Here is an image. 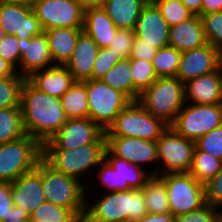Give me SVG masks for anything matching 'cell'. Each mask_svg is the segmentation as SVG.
Returning a JSON list of instances; mask_svg holds the SVG:
<instances>
[{
    "label": "cell",
    "instance_id": "cell-34",
    "mask_svg": "<svg viewBox=\"0 0 222 222\" xmlns=\"http://www.w3.org/2000/svg\"><path fill=\"white\" fill-rule=\"evenodd\" d=\"M33 222H79L80 217L72 210L45 201L30 214Z\"/></svg>",
    "mask_w": 222,
    "mask_h": 222
},
{
    "label": "cell",
    "instance_id": "cell-39",
    "mask_svg": "<svg viewBox=\"0 0 222 222\" xmlns=\"http://www.w3.org/2000/svg\"><path fill=\"white\" fill-rule=\"evenodd\" d=\"M200 19L207 43L215 47L222 54V11L201 14Z\"/></svg>",
    "mask_w": 222,
    "mask_h": 222
},
{
    "label": "cell",
    "instance_id": "cell-5",
    "mask_svg": "<svg viewBox=\"0 0 222 222\" xmlns=\"http://www.w3.org/2000/svg\"><path fill=\"white\" fill-rule=\"evenodd\" d=\"M91 185L66 176L51 167L42 158V188L45 200L55 205L72 209L79 217L85 213L86 193ZM91 188V189H90Z\"/></svg>",
    "mask_w": 222,
    "mask_h": 222
},
{
    "label": "cell",
    "instance_id": "cell-8",
    "mask_svg": "<svg viewBox=\"0 0 222 222\" xmlns=\"http://www.w3.org/2000/svg\"><path fill=\"white\" fill-rule=\"evenodd\" d=\"M81 82L86 86L89 118L107 131L120 111L132 100L122 91L110 87L101 79H88Z\"/></svg>",
    "mask_w": 222,
    "mask_h": 222
},
{
    "label": "cell",
    "instance_id": "cell-19",
    "mask_svg": "<svg viewBox=\"0 0 222 222\" xmlns=\"http://www.w3.org/2000/svg\"><path fill=\"white\" fill-rule=\"evenodd\" d=\"M19 74L29 77L33 72L53 66L48 39L45 32L40 35L19 39Z\"/></svg>",
    "mask_w": 222,
    "mask_h": 222
},
{
    "label": "cell",
    "instance_id": "cell-56",
    "mask_svg": "<svg viewBox=\"0 0 222 222\" xmlns=\"http://www.w3.org/2000/svg\"><path fill=\"white\" fill-rule=\"evenodd\" d=\"M219 222H222V208L219 209Z\"/></svg>",
    "mask_w": 222,
    "mask_h": 222
},
{
    "label": "cell",
    "instance_id": "cell-24",
    "mask_svg": "<svg viewBox=\"0 0 222 222\" xmlns=\"http://www.w3.org/2000/svg\"><path fill=\"white\" fill-rule=\"evenodd\" d=\"M54 65H66L74 52L77 39L83 28H52L44 31Z\"/></svg>",
    "mask_w": 222,
    "mask_h": 222
},
{
    "label": "cell",
    "instance_id": "cell-55",
    "mask_svg": "<svg viewBox=\"0 0 222 222\" xmlns=\"http://www.w3.org/2000/svg\"><path fill=\"white\" fill-rule=\"evenodd\" d=\"M6 33L4 32V29L0 26V41L4 38Z\"/></svg>",
    "mask_w": 222,
    "mask_h": 222
},
{
    "label": "cell",
    "instance_id": "cell-41",
    "mask_svg": "<svg viewBox=\"0 0 222 222\" xmlns=\"http://www.w3.org/2000/svg\"><path fill=\"white\" fill-rule=\"evenodd\" d=\"M96 169V177L99 179V182L97 183L102 185V188H100L102 189L101 193L120 191V177L118 171H115L106 160H104Z\"/></svg>",
    "mask_w": 222,
    "mask_h": 222
},
{
    "label": "cell",
    "instance_id": "cell-25",
    "mask_svg": "<svg viewBox=\"0 0 222 222\" xmlns=\"http://www.w3.org/2000/svg\"><path fill=\"white\" fill-rule=\"evenodd\" d=\"M118 28L102 7L84 9L83 31L90 36L99 48H107Z\"/></svg>",
    "mask_w": 222,
    "mask_h": 222
},
{
    "label": "cell",
    "instance_id": "cell-26",
    "mask_svg": "<svg viewBox=\"0 0 222 222\" xmlns=\"http://www.w3.org/2000/svg\"><path fill=\"white\" fill-rule=\"evenodd\" d=\"M149 0H103L102 9L118 29L134 30L143 6Z\"/></svg>",
    "mask_w": 222,
    "mask_h": 222
},
{
    "label": "cell",
    "instance_id": "cell-16",
    "mask_svg": "<svg viewBox=\"0 0 222 222\" xmlns=\"http://www.w3.org/2000/svg\"><path fill=\"white\" fill-rule=\"evenodd\" d=\"M222 66V54L207 43L181 54L176 77L183 83L217 71Z\"/></svg>",
    "mask_w": 222,
    "mask_h": 222
},
{
    "label": "cell",
    "instance_id": "cell-28",
    "mask_svg": "<svg viewBox=\"0 0 222 222\" xmlns=\"http://www.w3.org/2000/svg\"><path fill=\"white\" fill-rule=\"evenodd\" d=\"M61 106L67 119H82L89 117L86 86L76 81L61 97Z\"/></svg>",
    "mask_w": 222,
    "mask_h": 222
},
{
    "label": "cell",
    "instance_id": "cell-11",
    "mask_svg": "<svg viewBox=\"0 0 222 222\" xmlns=\"http://www.w3.org/2000/svg\"><path fill=\"white\" fill-rule=\"evenodd\" d=\"M156 143L158 175L189 172L196 148L194 141L180 136L169 126Z\"/></svg>",
    "mask_w": 222,
    "mask_h": 222
},
{
    "label": "cell",
    "instance_id": "cell-54",
    "mask_svg": "<svg viewBox=\"0 0 222 222\" xmlns=\"http://www.w3.org/2000/svg\"><path fill=\"white\" fill-rule=\"evenodd\" d=\"M0 1L14 2V3H24V4H30L31 5L33 0H0Z\"/></svg>",
    "mask_w": 222,
    "mask_h": 222
},
{
    "label": "cell",
    "instance_id": "cell-52",
    "mask_svg": "<svg viewBox=\"0 0 222 222\" xmlns=\"http://www.w3.org/2000/svg\"><path fill=\"white\" fill-rule=\"evenodd\" d=\"M80 5L83 9L101 7L103 0H73Z\"/></svg>",
    "mask_w": 222,
    "mask_h": 222
},
{
    "label": "cell",
    "instance_id": "cell-13",
    "mask_svg": "<svg viewBox=\"0 0 222 222\" xmlns=\"http://www.w3.org/2000/svg\"><path fill=\"white\" fill-rule=\"evenodd\" d=\"M105 131L89 117L67 119L62 127L46 142L42 150H71L80 146L95 143Z\"/></svg>",
    "mask_w": 222,
    "mask_h": 222
},
{
    "label": "cell",
    "instance_id": "cell-50",
    "mask_svg": "<svg viewBox=\"0 0 222 222\" xmlns=\"http://www.w3.org/2000/svg\"><path fill=\"white\" fill-rule=\"evenodd\" d=\"M186 8L194 15L202 14V0H181Z\"/></svg>",
    "mask_w": 222,
    "mask_h": 222
},
{
    "label": "cell",
    "instance_id": "cell-47",
    "mask_svg": "<svg viewBox=\"0 0 222 222\" xmlns=\"http://www.w3.org/2000/svg\"><path fill=\"white\" fill-rule=\"evenodd\" d=\"M156 51L157 49L154 48L153 45H148L147 43H144L143 40L135 37L130 58L143 59L152 62Z\"/></svg>",
    "mask_w": 222,
    "mask_h": 222
},
{
    "label": "cell",
    "instance_id": "cell-57",
    "mask_svg": "<svg viewBox=\"0 0 222 222\" xmlns=\"http://www.w3.org/2000/svg\"><path fill=\"white\" fill-rule=\"evenodd\" d=\"M23 222H33L31 219L25 220Z\"/></svg>",
    "mask_w": 222,
    "mask_h": 222
},
{
    "label": "cell",
    "instance_id": "cell-31",
    "mask_svg": "<svg viewBox=\"0 0 222 222\" xmlns=\"http://www.w3.org/2000/svg\"><path fill=\"white\" fill-rule=\"evenodd\" d=\"M24 135L26 132L20 106L0 109V144L17 140Z\"/></svg>",
    "mask_w": 222,
    "mask_h": 222
},
{
    "label": "cell",
    "instance_id": "cell-37",
    "mask_svg": "<svg viewBox=\"0 0 222 222\" xmlns=\"http://www.w3.org/2000/svg\"><path fill=\"white\" fill-rule=\"evenodd\" d=\"M26 79L18 73L0 78V109L20 106L21 91Z\"/></svg>",
    "mask_w": 222,
    "mask_h": 222
},
{
    "label": "cell",
    "instance_id": "cell-51",
    "mask_svg": "<svg viewBox=\"0 0 222 222\" xmlns=\"http://www.w3.org/2000/svg\"><path fill=\"white\" fill-rule=\"evenodd\" d=\"M17 70L6 60L0 57V78L14 76Z\"/></svg>",
    "mask_w": 222,
    "mask_h": 222
},
{
    "label": "cell",
    "instance_id": "cell-48",
    "mask_svg": "<svg viewBox=\"0 0 222 222\" xmlns=\"http://www.w3.org/2000/svg\"><path fill=\"white\" fill-rule=\"evenodd\" d=\"M137 222H176L175 217L171 212H166L162 214H151L148 213L139 219Z\"/></svg>",
    "mask_w": 222,
    "mask_h": 222
},
{
    "label": "cell",
    "instance_id": "cell-30",
    "mask_svg": "<svg viewBox=\"0 0 222 222\" xmlns=\"http://www.w3.org/2000/svg\"><path fill=\"white\" fill-rule=\"evenodd\" d=\"M101 80L110 87L122 91L133 101L131 58H123L119 60L105 73Z\"/></svg>",
    "mask_w": 222,
    "mask_h": 222
},
{
    "label": "cell",
    "instance_id": "cell-33",
    "mask_svg": "<svg viewBox=\"0 0 222 222\" xmlns=\"http://www.w3.org/2000/svg\"><path fill=\"white\" fill-rule=\"evenodd\" d=\"M182 52L172 46H166L156 51L152 65L158 78L176 77Z\"/></svg>",
    "mask_w": 222,
    "mask_h": 222
},
{
    "label": "cell",
    "instance_id": "cell-27",
    "mask_svg": "<svg viewBox=\"0 0 222 222\" xmlns=\"http://www.w3.org/2000/svg\"><path fill=\"white\" fill-rule=\"evenodd\" d=\"M105 160L114 168L115 171L119 172L120 191L141 189L146 181L152 176L148 168H142L141 166L118 158L108 149H106L105 152Z\"/></svg>",
    "mask_w": 222,
    "mask_h": 222
},
{
    "label": "cell",
    "instance_id": "cell-10",
    "mask_svg": "<svg viewBox=\"0 0 222 222\" xmlns=\"http://www.w3.org/2000/svg\"><path fill=\"white\" fill-rule=\"evenodd\" d=\"M222 125V104L185 103L170 125L180 136L197 141Z\"/></svg>",
    "mask_w": 222,
    "mask_h": 222
},
{
    "label": "cell",
    "instance_id": "cell-29",
    "mask_svg": "<svg viewBox=\"0 0 222 222\" xmlns=\"http://www.w3.org/2000/svg\"><path fill=\"white\" fill-rule=\"evenodd\" d=\"M148 213L162 214L170 212L167 189L159 175H152L142 187Z\"/></svg>",
    "mask_w": 222,
    "mask_h": 222
},
{
    "label": "cell",
    "instance_id": "cell-35",
    "mask_svg": "<svg viewBox=\"0 0 222 222\" xmlns=\"http://www.w3.org/2000/svg\"><path fill=\"white\" fill-rule=\"evenodd\" d=\"M131 74L133 78V101H137L139 94L151 83H154L158 76L152 62L137 58H131Z\"/></svg>",
    "mask_w": 222,
    "mask_h": 222
},
{
    "label": "cell",
    "instance_id": "cell-32",
    "mask_svg": "<svg viewBox=\"0 0 222 222\" xmlns=\"http://www.w3.org/2000/svg\"><path fill=\"white\" fill-rule=\"evenodd\" d=\"M222 169V160L195 148L190 173L199 183L206 184Z\"/></svg>",
    "mask_w": 222,
    "mask_h": 222
},
{
    "label": "cell",
    "instance_id": "cell-2",
    "mask_svg": "<svg viewBox=\"0 0 222 222\" xmlns=\"http://www.w3.org/2000/svg\"><path fill=\"white\" fill-rule=\"evenodd\" d=\"M86 195L85 214L92 220L104 222H137L148 214L141 189L100 193L89 200ZM95 199V200H94ZM91 201V204L90 202Z\"/></svg>",
    "mask_w": 222,
    "mask_h": 222
},
{
    "label": "cell",
    "instance_id": "cell-43",
    "mask_svg": "<svg viewBox=\"0 0 222 222\" xmlns=\"http://www.w3.org/2000/svg\"><path fill=\"white\" fill-rule=\"evenodd\" d=\"M134 40V30L118 29L108 47L112 48L114 53L120 54L122 58H130Z\"/></svg>",
    "mask_w": 222,
    "mask_h": 222
},
{
    "label": "cell",
    "instance_id": "cell-53",
    "mask_svg": "<svg viewBox=\"0 0 222 222\" xmlns=\"http://www.w3.org/2000/svg\"><path fill=\"white\" fill-rule=\"evenodd\" d=\"M79 222H104V221H96L90 219L85 213L80 217ZM110 222H115V221H110Z\"/></svg>",
    "mask_w": 222,
    "mask_h": 222
},
{
    "label": "cell",
    "instance_id": "cell-20",
    "mask_svg": "<svg viewBox=\"0 0 222 222\" xmlns=\"http://www.w3.org/2000/svg\"><path fill=\"white\" fill-rule=\"evenodd\" d=\"M184 90L186 103L222 104V66L184 83Z\"/></svg>",
    "mask_w": 222,
    "mask_h": 222
},
{
    "label": "cell",
    "instance_id": "cell-7",
    "mask_svg": "<svg viewBox=\"0 0 222 222\" xmlns=\"http://www.w3.org/2000/svg\"><path fill=\"white\" fill-rule=\"evenodd\" d=\"M168 127L162 119L154 117L137 101H131L116 116L105 135L157 141Z\"/></svg>",
    "mask_w": 222,
    "mask_h": 222
},
{
    "label": "cell",
    "instance_id": "cell-14",
    "mask_svg": "<svg viewBox=\"0 0 222 222\" xmlns=\"http://www.w3.org/2000/svg\"><path fill=\"white\" fill-rule=\"evenodd\" d=\"M106 140L107 149L114 156L141 166L142 168L144 166L151 167L150 163H152L155 169L153 168L150 173L152 175H158L156 141L121 136H106Z\"/></svg>",
    "mask_w": 222,
    "mask_h": 222
},
{
    "label": "cell",
    "instance_id": "cell-40",
    "mask_svg": "<svg viewBox=\"0 0 222 222\" xmlns=\"http://www.w3.org/2000/svg\"><path fill=\"white\" fill-rule=\"evenodd\" d=\"M195 146L198 150L222 160V125L200 137L195 141Z\"/></svg>",
    "mask_w": 222,
    "mask_h": 222
},
{
    "label": "cell",
    "instance_id": "cell-18",
    "mask_svg": "<svg viewBox=\"0 0 222 222\" xmlns=\"http://www.w3.org/2000/svg\"><path fill=\"white\" fill-rule=\"evenodd\" d=\"M11 184L13 205L22 207L29 214L35 211L46 201L42 188V158L34 170L21 175Z\"/></svg>",
    "mask_w": 222,
    "mask_h": 222
},
{
    "label": "cell",
    "instance_id": "cell-6",
    "mask_svg": "<svg viewBox=\"0 0 222 222\" xmlns=\"http://www.w3.org/2000/svg\"><path fill=\"white\" fill-rule=\"evenodd\" d=\"M41 158L42 144L28 134L0 144V182L12 183L34 170Z\"/></svg>",
    "mask_w": 222,
    "mask_h": 222
},
{
    "label": "cell",
    "instance_id": "cell-44",
    "mask_svg": "<svg viewBox=\"0 0 222 222\" xmlns=\"http://www.w3.org/2000/svg\"><path fill=\"white\" fill-rule=\"evenodd\" d=\"M19 39L16 35L6 34L0 41V57L9 62L19 74L20 49L18 47Z\"/></svg>",
    "mask_w": 222,
    "mask_h": 222
},
{
    "label": "cell",
    "instance_id": "cell-15",
    "mask_svg": "<svg viewBox=\"0 0 222 222\" xmlns=\"http://www.w3.org/2000/svg\"><path fill=\"white\" fill-rule=\"evenodd\" d=\"M0 26L18 39L31 38L43 31L30 4L0 1Z\"/></svg>",
    "mask_w": 222,
    "mask_h": 222
},
{
    "label": "cell",
    "instance_id": "cell-23",
    "mask_svg": "<svg viewBox=\"0 0 222 222\" xmlns=\"http://www.w3.org/2000/svg\"><path fill=\"white\" fill-rule=\"evenodd\" d=\"M169 46L180 52H186L207 44L204 28L200 16L191 18L173 25L169 29Z\"/></svg>",
    "mask_w": 222,
    "mask_h": 222
},
{
    "label": "cell",
    "instance_id": "cell-1",
    "mask_svg": "<svg viewBox=\"0 0 222 222\" xmlns=\"http://www.w3.org/2000/svg\"><path fill=\"white\" fill-rule=\"evenodd\" d=\"M20 109L26 134L41 144L49 140L67 121L60 98L38 90L27 79L21 91Z\"/></svg>",
    "mask_w": 222,
    "mask_h": 222
},
{
    "label": "cell",
    "instance_id": "cell-42",
    "mask_svg": "<svg viewBox=\"0 0 222 222\" xmlns=\"http://www.w3.org/2000/svg\"><path fill=\"white\" fill-rule=\"evenodd\" d=\"M121 59L123 58L120 54L114 53L112 48H99L94 62L92 79H101Z\"/></svg>",
    "mask_w": 222,
    "mask_h": 222
},
{
    "label": "cell",
    "instance_id": "cell-17",
    "mask_svg": "<svg viewBox=\"0 0 222 222\" xmlns=\"http://www.w3.org/2000/svg\"><path fill=\"white\" fill-rule=\"evenodd\" d=\"M170 26L162 17L156 4L149 0L142 8L138 17L134 33L135 37L157 50L169 45Z\"/></svg>",
    "mask_w": 222,
    "mask_h": 222
},
{
    "label": "cell",
    "instance_id": "cell-22",
    "mask_svg": "<svg viewBox=\"0 0 222 222\" xmlns=\"http://www.w3.org/2000/svg\"><path fill=\"white\" fill-rule=\"evenodd\" d=\"M99 47L84 31L79 35L74 52L65 65L76 81L92 79Z\"/></svg>",
    "mask_w": 222,
    "mask_h": 222
},
{
    "label": "cell",
    "instance_id": "cell-49",
    "mask_svg": "<svg viewBox=\"0 0 222 222\" xmlns=\"http://www.w3.org/2000/svg\"><path fill=\"white\" fill-rule=\"evenodd\" d=\"M222 11V0H202V14Z\"/></svg>",
    "mask_w": 222,
    "mask_h": 222
},
{
    "label": "cell",
    "instance_id": "cell-38",
    "mask_svg": "<svg viewBox=\"0 0 222 222\" xmlns=\"http://www.w3.org/2000/svg\"><path fill=\"white\" fill-rule=\"evenodd\" d=\"M161 11L162 17L171 27L191 18V13L181 0H152Z\"/></svg>",
    "mask_w": 222,
    "mask_h": 222
},
{
    "label": "cell",
    "instance_id": "cell-3",
    "mask_svg": "<svg viewBox=\"0 0 222 222\" xmlns=\"http://www.w3.org/2000/svg\"><path fill=\"white\" fill-rule=\"evenodd\" d=\"M106 149L107 140L104 134L95 143L83 145L76 149L42 150V158L60 173L84 183L83 178L89 173L93 177L92 169L97 168L105 160Z\"/></svg>",
    "mask_w": 222,
    "mask_h": 222
},
{
    "label": "cell",
    "instance_id": "cell-4",
    "mask_svg": "<svg viewBox=\"0 0 222 222\" xmlns=\"http://www.w3.org/2000/svg\"><path fill=\"white\" fill-rule=\"evenodd\" d=\"M137 102L170 126L186 103L184 83L177 77L158 78L139 94Z\"/></svg>",
    "mask_w": 222,
    "mask_h": 222
},
{
    "label": "cell",
    "instance_id": "cell-46",
    "mask_svg": "<svg viewBox=\"0 0 222 222\" xmlns=\"http://www.w3.org/2000/svg\"><path fill=\"white\" fill-rule=\"evenodd\" d=\"M205 202L212 207L222 208V169L204 184Z\"/></svg>",
    "mask_w": 222,
    "mask_h": 222
},
{
    "label": "cell",
    "instance_id": "cell-21",
    "mask_svg": "<svg viewBox=\"0 0 222 222\" xmlns=\"http://www.w3.org/2000/svg\"><path fill=\"white\" fill-rule=\"evenodd\" d=\"M27 80L38 90L57 98L76 82L65 65H53L35 71Z\"/></svg>",
    "mask_w": 222,
    "mask_h": 222
},
{
    "label": "cell",
    "instance_id": "cell-9",
    "mask_svg": "<svg viewBox=\"0 0 222 222\" xmlns=\"http://www.w3.org/2000/svg\"><path fill=\"white\" fill-rule=\"evenodd\" d=\"M167 189L170 212L174 217L200 209L206 204L204 185L190 173L159 175Z\"/></svg>",
    "mask_w": 222,
    "mask_h": 222
},
{
    "label": "cell",
    "instance_id": "cell-36",
    "mask_svg": "<svg viewBox=\"0 0 222 222\" xmlns=\"http://www.w3.org/2000/svg\"><path fill=\"white\" fill-rule=\"evenodd\" d=\"M11 187L9 182H0V222H23L30 219L28 211L13 205Z\"/></svg>",
    "mask_w": 222,
    "mask_h": 222
},
{
    "label": "cell",
    "instance_id": "cell-12",
    "mask_svg": "<svg viewBox=\"0 0 222 222\" xmlns=\"http://www.w3.org/2000/svg\"><path fill=\"white\" fill-rule=\"evenodd\" d=\"M32 10L43 31L52 28H83L84 9L73 0H33Z\"/></svg>",
    "mask_w": 222,
    "mask_h": 222
},
{
    "label": "cell",
    "instance_id": "cell-45",
    "mask_svg": "<svg viewBox=\"0 0 222 222\" xmlns=\"http://www.w3.org/2000/svg\"><path fill=\"white\" fill-rule=\"evenodd\" d=\"M176 222H219V208L205 204L200 209L175 217Z\"/></svg>",
    "mask_w": 222,
    "mask_h": 222
}]
</instances>
